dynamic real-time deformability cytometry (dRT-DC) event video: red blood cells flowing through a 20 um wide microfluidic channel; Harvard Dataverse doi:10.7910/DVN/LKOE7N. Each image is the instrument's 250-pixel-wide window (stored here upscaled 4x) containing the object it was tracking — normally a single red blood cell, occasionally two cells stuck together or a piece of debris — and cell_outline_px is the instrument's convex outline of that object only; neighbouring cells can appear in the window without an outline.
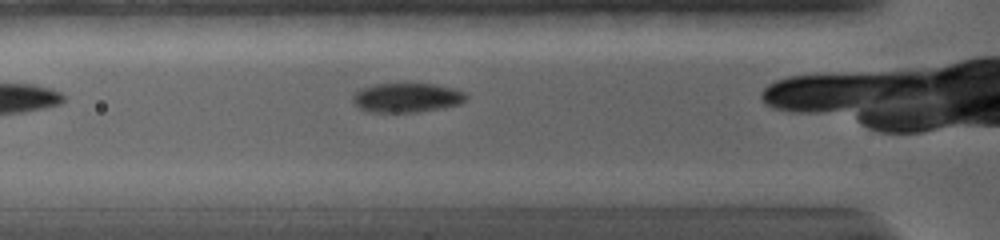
{"species": "common noctule bat (a hibernating species)", "species_latin": "Nyctalus noctula", "temperature_condition": "warm", "stored_images_in_passage": 5, "camera_frame_rate_fps": 5000, "um_per_image_px": 0.085, "animal": {"sex": "female", "body_mass_g": 19.0, "forearm_length_mm": 56.7}, "frame": {"image": 1, "passage_image": 2, "time_ms": 0.4, "image_size_px": [1000, 240], "cell_outline_px": [[464, 100], [460, 104], [416, 112], [372, 112], [360, 108], [352, 100], [352, 96], [356, 92], [364, 88], [376, 84], [432, 84], [464, 92]], "centroid_in_image_um": [34.53, 8.31], "position_along_channel_um": 91.3, "area_um2": 18.73}}